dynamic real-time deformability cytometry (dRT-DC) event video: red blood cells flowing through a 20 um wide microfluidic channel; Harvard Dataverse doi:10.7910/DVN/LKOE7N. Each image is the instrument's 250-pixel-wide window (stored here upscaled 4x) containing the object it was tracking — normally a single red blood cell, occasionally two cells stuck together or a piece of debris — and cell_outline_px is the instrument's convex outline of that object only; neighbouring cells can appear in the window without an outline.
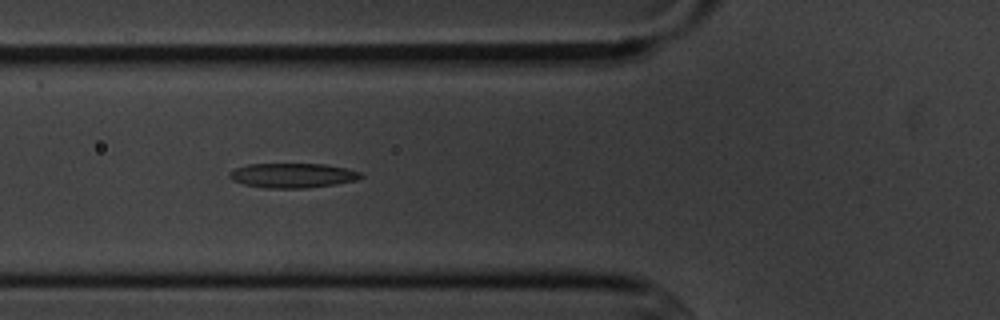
{"species": "common noctule bat (a hibernating species)", "species_latin": "Nyctalus noctula", "temperature_condition": "cold", "stored_images_in_passage": 9, "camera_frame_rate_fps": 3000, "um_per_image_px": 0.085, "animal": {"sex": "male", "body_mass_g": 20.1, "forearm_length_mm": 53.5}, "frame": {"image": 1, "passage_image": 6, "time_ms": 5.667, "image_size_px": [1000, 320], "cell_outline_px": [[364, 176], [356, 180], [336, 184], [304, 188], [264, 188], [244, 184], [232, 180], [228, 176], [228, 172], [236, 168], [248, 164], [324, 164], [344, 168], [360, 172]], "centroid_in_image_um": [24.84, 14.91], "position_along_channel_um": 101.0, "area_um2": 18.79}}
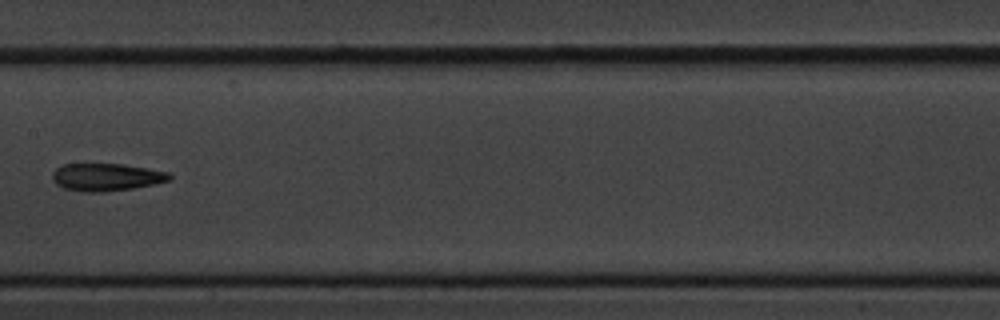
{"frame": {"image": 2, "passage_image": 8, "time_ms": 8.333, "image_size_px": [1000, 320], "cell_outline_px": [[172, 180], [132, 188], [100, 192], [84, 192], [64, 188], [56, 184], [52, 180], [52, 172], [56, 168], [64, 164], [124, 164], [148, 168], [168, 172], [172, 176]], "centroid_in_image_um": [9.03, 15.05], "position_along_channel_um": 198.4, "area_um2": 18.79}}
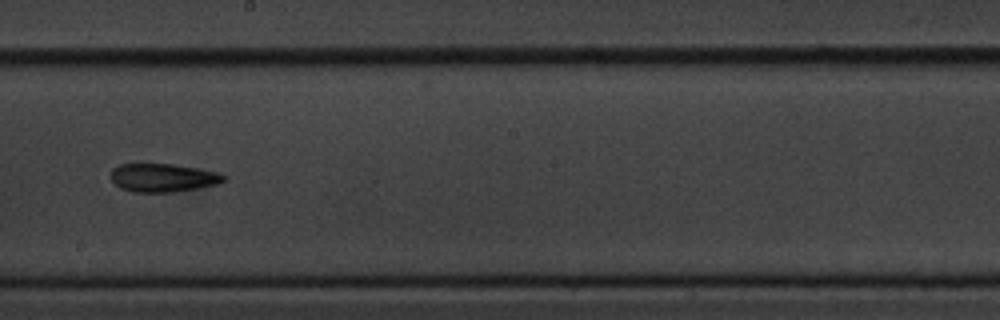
{"frame": {"image": 3, "passage_image": 9, "time_ms": 9.333, "image_size_px": [1000, 320], "cell_outline_px": [[224, 180], [220, 184], [200, 188], [172, 192], [132, 192], [120, 188], [112, 180], [112, 168], [120, 164], [172, 164], [196, 168], [216, 172], [224, 176]], "centroid_in_image_um": [13.84, 15.11], "position_along_channel_um": 234.4, "area_um2": 18.55}}